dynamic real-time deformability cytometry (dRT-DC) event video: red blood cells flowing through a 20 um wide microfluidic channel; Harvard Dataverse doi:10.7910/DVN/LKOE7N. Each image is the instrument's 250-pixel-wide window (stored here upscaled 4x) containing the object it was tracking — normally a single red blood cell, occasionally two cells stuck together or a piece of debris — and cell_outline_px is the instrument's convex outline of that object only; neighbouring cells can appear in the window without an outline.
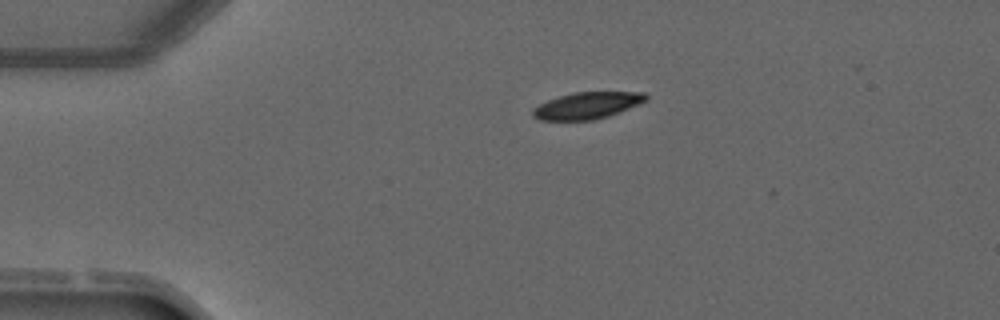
{"species": "common noctule bat (a hibernating species)", "species_latin": "Nyctalus noctula", "temperature_condition": "warm", "stored_images_in_passage": 4, "camera_frame_rate_fps": 3000, "um_per_image_px": 0.085, "animal": {"sex": "male", "forearm_length_mm": 52.5}, "frame": {"image": 1, "passage_image": 4, "time_ms": 3.667, "image_size_px": [1000, 320], "cell_outline_px": [[648, 100], [608, 116], [592, 120], [540, 120], [532, 116], [532, 108], [548, 100], [560, 96], [576, 92], [644, 92], [648, 96]], "centroid_in_image_um": [49.9, 8.97], "position_along_channel_um": 35.1, "area_um2": 17.46}}